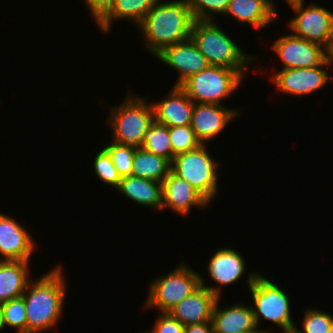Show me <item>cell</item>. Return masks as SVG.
Returning <instances> with one entry per match:
<instances>
[{
    "label": "cell",
    "instance_id": "1",
    "mask_svg": "<svg viewBox=\"0 0 333 333\" xmlns=\"http://www.w3.org/2000/svg\"><path fill=\"white\" fill-rule=\"evenodd\" d=\"M59 264L31 280L22 297L26 308V333L52 330L61 319L66 299V280Z\"/></svg>",
    "mask_w": 333,
    "mask_h": 333
},
{
    "label": "cell",
    "instance_id": "2",
    "mask_svg": "<svg viewBox=\"0 0 333 333\" xmlns=\"http://www.w3.org/2000/svg\"><path fill=\"white\" fill-rule=\"evenodd\" d=\"M193 22L187 0H158L137 27L146 51L156 56L165 47L189 39Z\"/></svg>",
    "mask_w": 333,
    "mask_h": 333
},
{
    "label": "cell",
    "instance_id": "3",
    "mask_svg": "<svg viewBox=\"0 0 333 333\" xmlns=\"http://www.w3.org/2000/svg\"><path fill=\"white\" fill-rule=\"evenodd\" d=\"M215 21H194L190 38L206 57L209 65L236 71H248L256 56L244 53L241 47Z\"/></svg>",
    "mask_w": 333,
    "mask_h": 333
},
{
    "label": "cell",
    "instance_id": "4",
    "mask_svg": "<svg viewBox=\"0 0 333 333\" xmlns=\"http://www.w3.org/2000/svg\"><path fill=\"white\" fill-rule=\"evenodd\" d=\"M131 93L128 91L121 104L109 107L106 123L112 131L113 142L138 148L142 147L144 135L155 120L154 109L146 101L147 97Z\"/></svg>",
    "mask_w": 333,
    "mask_h": 333
},
{
    "label": "cell",
    "instance_id": "5",
    "mask_svg": "<svg viewBox=\"0 0 333 333\" xmlns=\"http://www.w3.org/2000/svg\"><path fill=\"white\" fill-rule=\"evenodd\" d=\"M247 278L248 288L252 294L253 314L256 326L264 333L269 330L260 329L261 319L278 325L284 333L294 330L296 326L291 318V306L288 294L279 285L264 275L250 272Z\"/></svg>",
    "mask_w": 333,
    "mask_h": 333
},
{
    "label": "cell",
    "instance_id": "6",
    "mask_svg": "<svg viewBox=\"0 0 333 333\" xmlns=\"http://www.w3.org/2000/svg\"><path fill=\"white\" fill-rule=\"evenodd\" d=\"M246 71L209 65L188 78L179 87L194 103L223 105L241 86Z\"/></svg>",
    "mask_w": 333,
    "mask_h": 333
},
{
    "label": "cell",
    "instance_id": "7",
    "mask_svg": "<svg viewBox=\"0 0 333 333\" xmlns=\"http://www.w3.org/2000/svg\"><path fill=\"white\" fill-rule=\"evenodd\" d=\"M200 275L181 261V264H178L172 272L152 279L150 286L148 285V296L144 308H155L161 313H168L176 304L201 286Z\"/></svg>",
    "mask_w": 333,
    "mask_h": 333
},
{
    "label": "cell",
    "instance_id": "8",
    "mask_svg": "<svg viewBox=\"0 0 333 333\" xmlns=\"http://www.w3.org/2000/svg\"><path fill=\"white\" fill-rule=\"evenodd\" d=\"M206 146L202 144L194 150L175 155L171 170L211 204L219 190V162L209 154Z\"/></svg>",
    "mask_w": 333,
    "mask_h": 333
},
{
    "label": "cell",
    "instance_id": "9",
    "mask_svg": "<svg viewBox=\"0 0 333 333\" xmlns=\"http://www.w3.org/2000/svg\"><path fill=\"white\" fill-rule=\"evenodd\" d=\"M287 4L295 12L286 25L287 29L294 36L324 47L333 34V12L314 3L305 5L304 0H293Z\"/></svg>",
    "mask_w": 333,
    "mask_h": 333
},
{
    "label": "cell",
    "instance_id": "10",
    "mask_svg": "<svg viewBox=\"0 0 333 333\" xmlns=\"http://www.w3.org/2000/svg\"><path fill=\"white\" fill-rule=\"evenodd\" d=\"M325 67L324 62L314 67L281 69L271 74L272 81L278 92L303 97L323 89L330 78H333Z\"/></svg>",
    "mask_w": 333,
    "mask_h": 333
},
{
    "label": "cell",
    "instance_id": "11",
    "mask_svg": "<svg viewBox=\"0 0 333 333\" xmlns=\"http://www.w3.org/2000/svg\"><path fill=\"white\" fill-rule=\"evenodd\" d=\"M273 52L284 65L283 69L307 68L324 63V47L293 34H284L272 42Z\"/></svg>",
    "mask_w": 333,
    "mask_h": 333
},
{
    "label": "cell",
    "instance_id": "12",
    "mask_svg": "<svg viewBox=\"0 0 333 333\" xmlns=\"http://www.w3.org/2000/svg\"><path fill=\"white\" fill-rule=\"evenodd\" d=\"M208 275L216 285H206V281L200 275L201 286L209 289L218 298L221 297V287L234 284L246 273V262L242 254L233 248L217 249L208 262Z\"/></svg>",
    "mask_w": 333,
    "mask_h": 333
},
{
    "label": "cell",
    "instance_id": "13",
    "mask_svg": "<svg viewBox=\"0 0 333 333\" xmlns=\"http://www.w3.org/2000/svg\"><path fill=\"white\" fill-rule=\"evenodd\" d=\"M240 113L224 105L195 103L190 127L201 144L212 142Z\"/></svg>",
    "mask_w": 333,
    "mask_h": 333
},
{
    "label": "cell",
    "instance_id": "14",
    "mask_svg": "<svg viewBox=\"0 0 333 333\" xmlns=\"http://www.w3.org/2000/svg\"><path fill=\"white\" fill-rule=\"evenodd\" d=\"M155 57L160 62L177 70L179 75L174 86H180L188 78L209 66L206 57L191 38L165 47Z\"/></svg>",
    "mask_w": 333,
    "mask_h": 333
},
{
    "label": "cell",
    "instance_id": "15",
    "mask_svg": "<svg viewBox=\"0 0 333 333\" xmlns=\"http://www.w3.org/2000/svg\"><path fill=\"white\" fill-rule=\"evenodd\" d=\"M35 240L19 222L0 212V261H30Z\"/></svg>",
    "mask_w": 333,
    "mask_h": 333
},
{
    "label": "cell",
    "instance_id": "16",
    "mask_svg": "<svg viewBox=\"0 0 333 333\" xmlns=\"http://www.w3.org/2000/svg\"><path fill=\"white\" fill-rule=\"evenodd\" d=\"M209 204L192 185L180 178L172 170L162 182L161 210L163 211L169 208L174 213L184 216L189 215L194 207L203 209L208 207Z\"/></svg>",
    "mask_w": 333,
    "mask_h": 333
},
{
    "label": "cell",
    "instance_id": "17",
    "mask_svg": "<svg viewBox=\"0 0 333 333\" xmlns=\"http://www.w3.org/2000/svg\"><path fill=\"white\" fill-rule=\"evenodd\" d=\"M151 103L156 122L168 127L190 125L195 103L179 86H173L165 98Z\"/></svg>",
    "mask_w": 333,
    "mask_h": 333
},
{
    "label": "cell",
    "instance_id": "18",
    "mask_svg": "<svg viewBox=\"0 0 333 333\" xmlns=\"http://www.w3.org/2000/svg\"><path fill=\"white\" fill-rule=\"evenodd\" d=\"M218 297L200 286L191 295L176 304L168 313L184 326L212 321V312Z\"/></svg>",
    "mask_w": 333,
    "mask_h": 333
},
{
    "label": "cell",
    "instance_id": "19",
    "mask_svg": "<svg viewBox=\"0 0 333 333\" xmlns=\"http://www.w3.org/2000/svg\"><path fill=\"white\" fill-rule=\"evenodd\" d=\"M219 302L221 297L217 299L212 312L214 333H244L257 329L252 306L239 303L221 309Z\"/></svg>",
    "mask_w": 333,
    "mask_h": 333
},
{
    "label": "cell",
    "instance_id": "20",
    "mask_svg": "<svg viewBox=\"0 0 333 333\" xmlns=\"http://www.w3.org/2000/svg\"><path fill=\"white\" fill-rule=\"evenodd\" d=\"M275 3L273 0H231L224 16H232L252 28L262 29L278 19Z\"/></svg>",
    "mask_w": 333,
    "mask_h": 333
},
{
    "label": "cell",
    "instance_id": "21",
    "mask_svg": "<svg viewBox=\"0 0 333 333\" xmlns=\"http://www.w3.org/2000/svg\"><path fill=\"white\" fill-rule=\"evenodd\" d=\"M117 192L140 206L162 208V183L134 176L123 177L116 188Z\"/></svg>",
    "mask_w": 333,
    "mask_h": 333
},
{
    "label": "cell",
    "instance_id": "22",
    "mask_svg": "<svg viewBox=\"0 0 333 333\" xmlns=\"http://www.w3.org/2000/svg\"><path fill=\"white\" fill-rule=\"evenodd\" d=\"M29 262L0 261V305L23 295L33 277L29 276Z\"/></svg>",
    "mask_w": 333,
    "mask_h": 333
},
{
    "label": "cell",
    "instance_id": "23",
    "mask_svg": "<svg viewBox=\"0 0 333 333\" xmlns=\"http://www.w3.org/2000/svg\"><path fill=\"white\" fill-rule=\"evenodd\" d=\"M158 0H113L108 13L97 23L99 29L107 34L112 29L113 21L128 19L137 26Z\"/></svg>",
    "mask_w": 333,
    "mask_h": 333
},
{
    "label": "cell",
    "instance_id": "24",
    "mask_svg": "<svg viewBox=\"0 0 333 333\" xmlns=\"http://www.w3.org/2000/svg\"><path fill=\"white\" fill-rule=\"evenodd\" d=\"M170 171L171 162L168 159L156 156L142 147L136 148L132 176L162 183Z\"/></svg>",
    "mask_w": 333,
    "mask_h": 333
},
{
    "label": "cell",
    "instance_id": "25",
    "mask_svg": "<svg viewBox=\"0 0 333 333\" xmlns=\"http://www.w3.org/2000/svg\"><path fill=\"white\" fill-rule=\"evenodd\" d=\"M142 148L156 156L166 158L172 163L174 155L169 137V127L154 120L144 135Z\"/></svg>",
    "mask_w": 333,
    "mask_h": 333
},
{
    "label": "cell",
    "instance_id": "26",
    "mask_svg": "<svg viewBox=\"0 0 333 333\" xmlns=\"http://www.w3.org/2000/svg\"><path fill=\"white\" fill-rule=\"evenodd\" d=\"M4 327L15 328L17 333H26V308L23 297L1 304Z\"/></svg>",
    "mask_w": 333,
    "mask_h": 333
},
{
    "label": "cell",
    "instance_id": "27",
    "mask_svg": "<svg viewBox=\"0 0 333 333\" xmlns=\"http://www.w3.org/2000/svg\"><path fill=\"white\" fill-rule=\"evenodd\" d=\"M111 157L121 178L132 175L133 158L137 147L111 141L103 147Z\"/></svg>",
    "mask_w": 333,
    "mask_h": 333
},
{
    "label": "cell",
    "instance_id": "28",
    "mask_svg": "<svg viewBox=\"0 0 333 333\" xmlns=\"http://www.w3.org/2000/svg\"><path fill=\"white\" fill-rule=\"evenodd\" d=\"M301 328L294 327L295 333H328L333 324V315L315 309H305Z\"/></svg>",
    "mask_w": 333,
    "mask_h": 333
},
{
    "label": "cell",
    "instance_id": "29",
    "mask_svg": "<svg viewBox=\"0 0 333 333\" xmlns=\"http://www.w3.org/2000/svg\"><path fill=\"white\" fill-rule=\"evenodd\" d=\"M194 21H215L212 14L224 16L231 0H187ZM211 13V14H210Z\"/></svg>",
    "mask_w": 333,
    "mask_h": 333
},
{
    "label": "cell",
    "instance_id": "30",
    "mask_svg": "<svg viewBox=\"0 0 333 333\" xmlns=\"http://www.w3.org/2000/svg\"><path fill=\"white\" fill-rule=\"evenodd\" d=\"M169 137L174 156L202 145L190 125L169 127Z\"/></svg>",
    "mask_w": 333,
    "mask_h": 333
},
{
    "label": "cell",
    "instance_id": "31",
    "mask_svg": "<svg viewBox=\"0 0 333 333\" xmlns=\"http://www.w3.org/2000/svg\"><path fill=\"white\" fill-rule=\"evenodd\" d=\"M93 166L94 173L101 182L115 189L118 187L122 178L115 168L110 155L104 148L97 152Z\"/></svg>",
    "mask_w": 333,
    "mask_h": 333
},
{
    "label": "cell",
    "instance_id": "32",
    "mask_svg": "<svg viewBox=\"0 0 333 333\" xmlns=\"http://www.w3.org/2000/svg\"><path fill=\"white\" fill-rule=\"evenodd\" d=\"M185 326L169 313H159L150 333H184Z\"/></svg>",
    "mask_w": 333,
    "mask_h": 333
},
{
    "label": "cell",
    "instance_id": "33",
    "mask_svg": "<svg viewBox=\"0 0 333 333\" xmlns=\"http://www.w3.org/2000/svg\"><path fill=\"white\" fill-rule=\"evenodd\" d=\"M83 2L97 24L108 13L113 0H84Z\"/></svg>",
    "mask_w": 333,
    "mask_h": 333
},
{
    "label": "cell",
    "instance_id": "34",
    "mask_svg": "<svg viewBox=\"0 0 333 333\" xmlns=\"http://www.w3.org/2000/svg\"><path fill=\"white\" fill-rule=\"evenodd\" d=\"M184 333H214L212 322L187 325Z\"/></svg>",
    "mask_w": 333,
    "mask_h": 333
},
{
    "label": "cell",
    "instance_id": "35",
    "mask_svg": "<svg viewBox=\"0 0 333 333\" xmlns=\"http://www.w3.org/2000/svg\"><path fill=\"white\" fill-rule=\"evenodd\" d=\"M324 62L327 67L333 65V34L324 46Z\"/></svg>",
    "mask_w": 333,
    "mask_h": 333
},
{
    "label": "cell",
    "instance_id": "36",
    "mask_svg": "<svg viewBox=\"0 0 333 333\" xmlns=\"http://www.w3.org/2000/svg\"><path fill=\"white\" fill-rule=\"evenodd\" d=\"M4 324H3V314H2V309L0 305V332L4 329Z\"/></svg>",
    "mask_w": 333,
    "mask_h": 333
},
{
    "label": "cell",
    "instance_id": "37",
    "mask_svg": "<svg viewBox=\"0 0 333 333\" xmlns=\"http://www.w3.org/2000/svg\"><path fill=\"white\" fill-rule=\"evenodd\" d=\"M244 333H264V332L257 328L255 331H248V332H244Z\"/></svg>",
    "mask_w": 333,
    "mask_h": 333
},
{
    "label": "cell",
    "instance_id": "38",
    "mask_svg": "<svg viewBox=\"0 0 333 333\" xmlns=\"http://www.w3.org/2000/svg\"><path fill=\"white\" fill-rule=\"evenodd\" d=\"M328 333H333V324H332V326H331V328H330V330H329Z\"/></svg>",
    "mask_w": 333,
    "mask_h": 333
},
{
    "label": "cell",
    "instance_id": "39",
    "mask_svg": "<svg viewBox=\"0 0 333 333\" xmlns=\"http://www.w3.org/2000/svg\"><path fill=\"white\" fill-rule=\"evenodd\" d=\"M139 333H150V331H149V332H146V331L143 332V331H141V332H139Z\"/></svg>",
    "mask_w": 333,
    "mask_h": 333
}]
</instances>
